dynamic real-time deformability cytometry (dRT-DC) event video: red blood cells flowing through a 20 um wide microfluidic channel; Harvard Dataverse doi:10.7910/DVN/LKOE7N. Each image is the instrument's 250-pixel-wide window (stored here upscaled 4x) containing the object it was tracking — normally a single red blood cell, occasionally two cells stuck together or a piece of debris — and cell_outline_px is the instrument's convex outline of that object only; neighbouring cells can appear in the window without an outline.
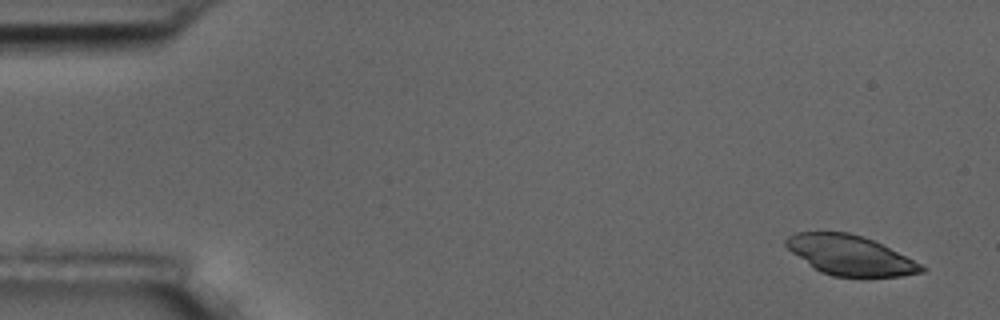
{"species": "common noctule bat (a hibernating species)", "species_latin": "Nyctalus noctula", "temperature_condition": "room temperature", "stored_images_in_passage": 9, "camera_frame_rate_fps": 3000, "um_per_image_px": 0.085, "animal": {"sex": "male", "body_mass_g": 17.5, "forearm_length_mm": 52.3}, "frame": {"image": 1, "passage_image": 1, "time_ms": 0.0, "image_size_px": [1000, 320], "cell_outline_px": [[928, 268], [924, 272], [900, 276], [832, 276], [820, 272], [812, 268], [792, 252], [784, 244], [784, 240], [788, 236], [796, 232], [848, 232], [872, 240]], "centroid_in_image_um": [72.2, 21.7], "position_along_channel_um": 12.8, "area_um2": 30.92}}